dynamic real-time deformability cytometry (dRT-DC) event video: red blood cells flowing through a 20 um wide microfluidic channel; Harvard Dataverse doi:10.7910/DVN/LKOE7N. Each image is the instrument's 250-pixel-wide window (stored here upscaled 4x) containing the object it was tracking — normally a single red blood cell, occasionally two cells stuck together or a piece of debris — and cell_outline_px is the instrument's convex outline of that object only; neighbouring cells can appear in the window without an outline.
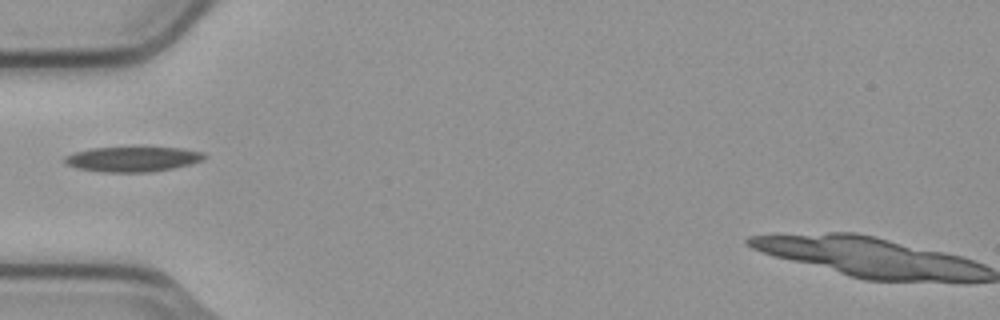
{"species": "common noctule bat (a hibernating species)", "species_latin": "Nyctalus noctula", "temperature_condition": "cold", "stored_images_in_passage": 1, "camera_frame_rate_fps": 3000, "um_per_image_px": 0.085, "animal": {"sex": "male", "body_mass_g": 23.1, "forearm_length_mm": 52.7}, "frame": {"image": 1, "passage_image": 1, "time_ms": 0.0, "image_size_px": [1000, 320], "cell_outline_px": [[208, 156], [204, 160], [172, 168], [152, 172], [100, 172], [76, 168], [64, 164], [64, 156], [76, 152], [92, 148], [184, 148], [204, 152]], "centroid_in_image_um": [11.28, 13.53], "position_along_channel_um": 73.7, "area_um2": 20.35}}